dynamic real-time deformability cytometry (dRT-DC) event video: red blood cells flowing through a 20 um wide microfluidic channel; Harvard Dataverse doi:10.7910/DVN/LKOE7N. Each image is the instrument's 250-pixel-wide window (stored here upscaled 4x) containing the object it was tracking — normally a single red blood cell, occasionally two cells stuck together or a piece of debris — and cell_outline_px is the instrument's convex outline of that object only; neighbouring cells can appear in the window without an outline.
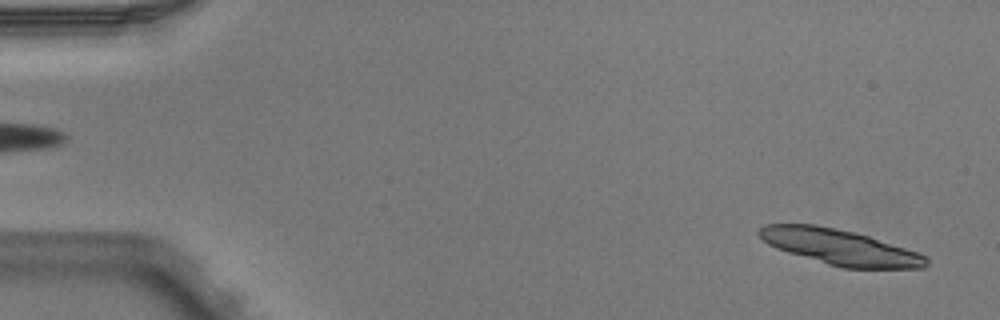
{"species": "Egyptian fruit bat (a non-hibernating species)", "species_latin": "Rousettus aegyptiacus", "temperature_condition": "warm", "stored_images_in_passage": 4, "segment_of_instrument_passage": [2, 2], "camera_frame_rate_fps": 3000, "um_per_image_px": 0.085, "animal": {"sex": "male"}, "frame": {"image": 1, "passage_image": 4, "time_ms": 1.0, "image_size_px": [1000, 320], "cell_outline_px": [[928, 264], [924, 268], [840, 268], [788, 252], [776, 248], [768, 244], [756, 232], [764, 224], [816, 224], [836, 228], [868, 236], [928, 256]], "centroid_in_image_um": [71.37, 21.0], "position_along_channel_um": 13.6, "area_um2": 34.28}}